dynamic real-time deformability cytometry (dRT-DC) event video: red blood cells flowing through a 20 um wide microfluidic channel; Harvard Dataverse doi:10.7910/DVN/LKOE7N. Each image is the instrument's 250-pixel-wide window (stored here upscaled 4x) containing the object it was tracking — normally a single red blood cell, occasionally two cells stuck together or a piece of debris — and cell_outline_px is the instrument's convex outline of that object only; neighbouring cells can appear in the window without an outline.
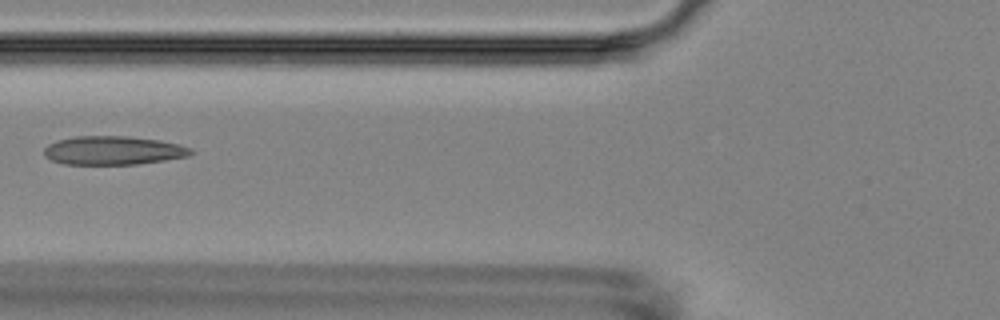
{"species": "Egyptian fruit bat (a non-hibernating species)", "species_latin": "Rousettus aegyptiacus", "temperature_condition": "room temperature", "stored_images_in_passage": 8, "camera_frame_rate_fps": 3000, "um_per_image_px": 0.085, "animal": {"sex": "female"}, "frame": {"image": 1, "passage_image": 8, "time_ms": 8.333, "image_size_px": [1000, 320], "cell_outline_px": [[196, 152], [188, 156], [164, 160], [136, 164], [64, 164], [52, 160], [44, 156], [44, 148], [48, 144], [56, 140], [76, 136], [128, 136], [160, 140], [180, 144], [192, 148]], "centroid_in_image_um": [9.64, 12.78], "position_along_channel_um": 116.2, "area_um2": 24.68}}